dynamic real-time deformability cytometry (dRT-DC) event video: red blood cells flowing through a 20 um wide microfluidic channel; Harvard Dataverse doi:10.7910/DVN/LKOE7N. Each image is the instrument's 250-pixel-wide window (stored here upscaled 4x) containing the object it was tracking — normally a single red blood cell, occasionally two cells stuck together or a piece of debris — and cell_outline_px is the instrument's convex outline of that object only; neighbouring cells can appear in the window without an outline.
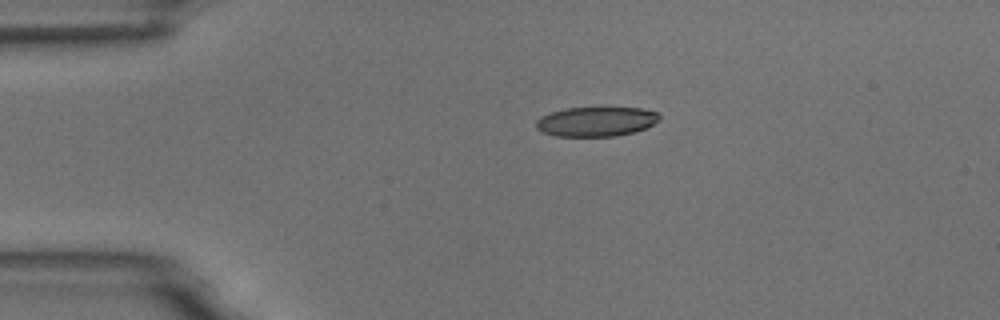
{"species": "common noctule bat (a hibernating species)", "species_latin": "Nyctalus noctula", "temperature_condition": "room temperature", "stored_images_in_passage": 3, "segment_of_instrument_passage": [1, 2], "camera_frame_rate_fps": 3000, "um_per_image_px": 0.085, "animal": {"sex": "male", "body_mass_g": 18.8}, "frame": {"image": 1, "passage_image": 1, "time_ms": 0.0, "image_size_px": [1000, 320], "cell_outline_px": [[660, 120], [636, 132], [616, 136], [556, 136], [544, 132], [536, 128], [536, 120], [540, 116], [552, 112], [568, 108], [640, 108], [656, 112], [660, 116]], "centroid_in_image_um": [50.67, 10.34], "position_along_channel_um": 34.3, "area_um2": 21.1}}